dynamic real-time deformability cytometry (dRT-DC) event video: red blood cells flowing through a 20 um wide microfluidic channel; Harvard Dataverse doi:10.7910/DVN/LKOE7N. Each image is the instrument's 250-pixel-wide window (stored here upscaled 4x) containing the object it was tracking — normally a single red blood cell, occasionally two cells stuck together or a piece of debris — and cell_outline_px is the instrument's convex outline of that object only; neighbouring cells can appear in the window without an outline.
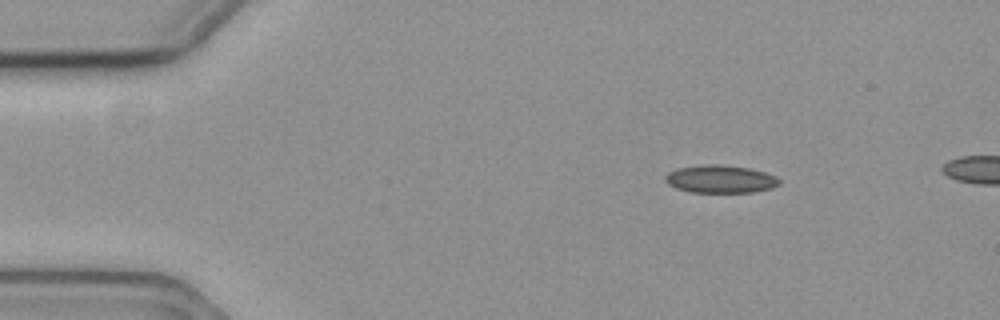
{"species": "common noctule bat (a hibernating species)", "species_latin": "Nyctalus noctula", "temperature_condition": "cold", "stored_images_in_passage": 47, "camera_frame_rate_fps": 3000, "um_per_image_px": 0.085, "animal": {"sex": "female", "body_mass_g": 19.3, "forearm_length_mm": 54.1}, "frame": {"image": 1, "passage_image": 1, "time_ms": 0.0, "image_size_px": [1000, 320], "cell_outline_px": [[780, 184], [772, 188], [752, 192], [692, 192], [676, 188], [668, 184], [664, 180], [664, 176], [668, 172], [676, 168], [704, 164], [720, 164], [748, 168], [764, 172], [776, 176], [780, 180]], "centroid_in_image_um": [61.21, 15.21], "position_along_channel_um": 23.8, "area_um2": 18.55}}
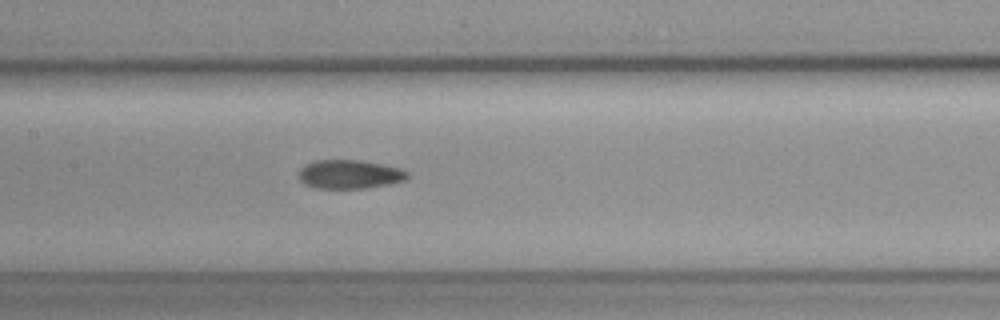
{"frame": {"image": 2, "passage_image": 20, "time_ms": 6.333, "image_size_px": [1000, 320], "cell_outline_px": [[408, 180], [388, 184], [364, 188], [316, 188], [304, 184], [300, 180], [300, 168], [304, 164], [312, 160], [360, 160], [384, 164], [400, 168], [408, 172]], "centroid_in_image_um": [29.72, 14.8], "position_along_channel_um": 177.7, "area_um2": 18.38}}
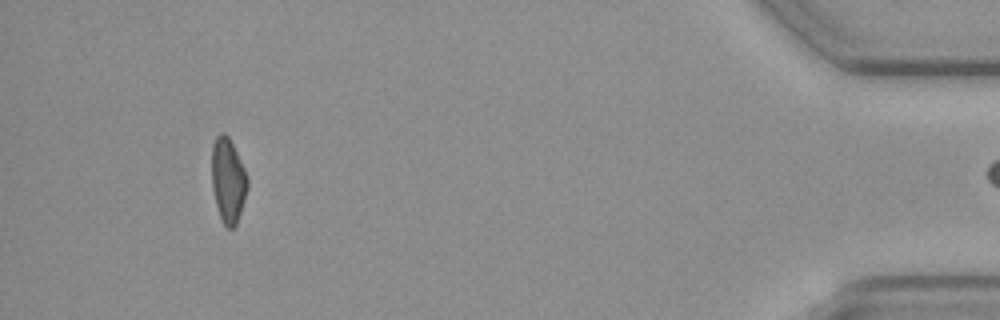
{"frame": {"image": 3, "passage_image": 46, "time_ms": 15.0, "image_size_px": [1000, 320], "cell_outline_px": [[248, 188], [236, 224], [232, 228], [228, 228], [224, 224], [220, 216], [216, 204], [212, 188], [212, 144], [216, 136], [220, 132], [224, 132], [228, 136], [244, 168], [248, 180]], "centroid_in_image_um": [19.37, 15.3], "position_along_channel_um": 415.8, "area_um2": 17.4}}